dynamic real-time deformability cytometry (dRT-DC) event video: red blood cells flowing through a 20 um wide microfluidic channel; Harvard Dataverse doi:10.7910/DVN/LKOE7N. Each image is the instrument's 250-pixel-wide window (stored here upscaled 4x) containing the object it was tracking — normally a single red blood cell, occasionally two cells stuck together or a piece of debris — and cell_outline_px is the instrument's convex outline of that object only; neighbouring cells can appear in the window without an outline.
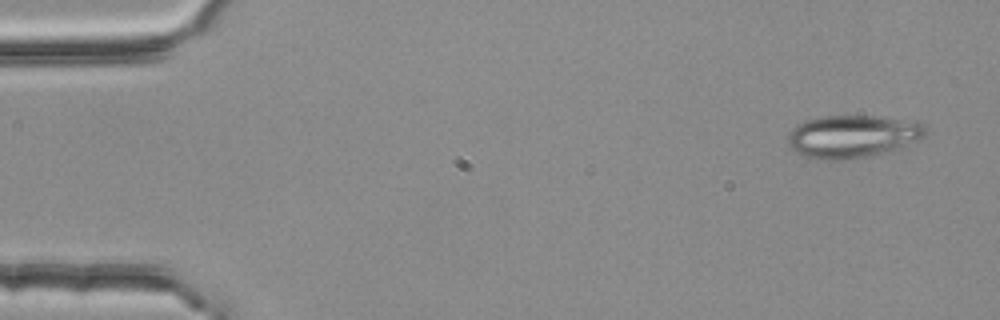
{"species": "common noctule bat (a hibernating species)", "species_latin": "Nyctalus noctula", "temperature_condition": "room temperature", "stored_images_in_passage": 52, "camera_frame_rate_fps": 3000, "um_per_image_px": 0.085, "animal": {"sex": "female", "body_mass_g": 25.1}, "frame": {"image": 1, "passage_image": 1, "time_ms": 0.0, "image_size_px": [1000, 320], "cell_outline_px": [[928, 132], [920, 140], [904, 148], [892, 152], [844, 160], [816, 160], [800, 156], [788, 144], [788, 132], [796, 124], [804, 120], [820, 116], [876, 116], [916, 120], [924, 124], [928, 128]], "centroid_in_image_um": [72.51, 11.6], "position_along_channel_um": 12.5, "area_um2": 35.43}}
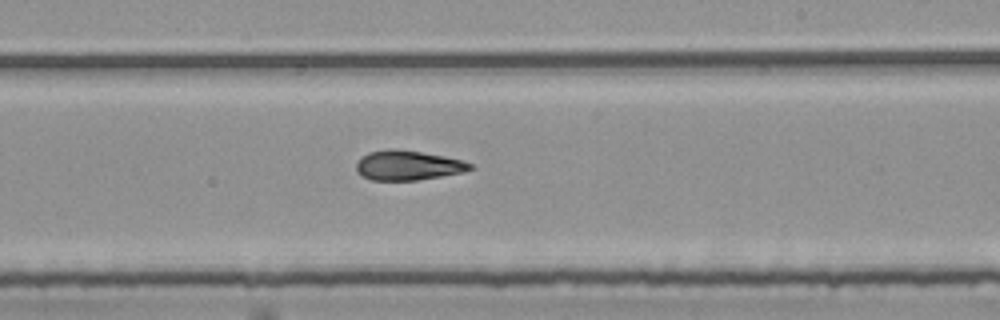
{"frame": {"image": 2, "passage_image": 30, "time_ms": 9.667, "image_size_px": [1000, 320], "cell_outline_px": [[476, 168], [464, 172], [416, 180], [372, 180], [360, 176], [356, 172], [356, 164], [368, 152], [388, 148], [392, 148], [420, 152], [444, 156], [464, 160], [472, 164]], "centroid_in_image_um": [34.69, 14.05], "position_along_channel_um": 254.3, "area_um2": 19.77}}
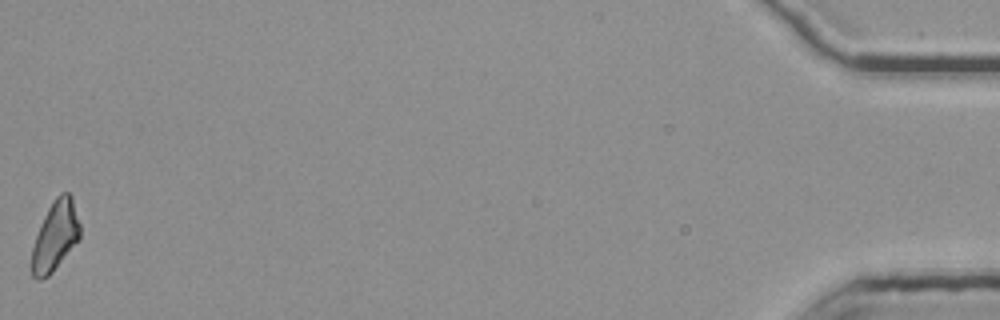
{"frame": {"image": 3, "passage_image": 52, "time_ms": 17.0, "image_size_px": [1000, 320], "cell_outline_px": [[80, 240], [52, 272], [48, 276], [40, 280], [36, 280], [32, 276], [32, 248], [40, 224], [48, 208], [56, 196], [60, 192], [68, 192], [72, 196], [80, 224]], "centroid_in_image_um": [4.71, 20.05], "position_along_channel_um": 430.5, "area_um2": 19.65}, "authors_computed_cell_mechanics": {"area_um2": 20.3456, "velocity_mm_per_s": 3.787, "shape_relaxation_time_tau1_ms": 11.3296, "shape_relaxation_time_tau2_ms": 4.1644, "deformation_change_tau1": 0.2722, "deformation_change_tau2": 0.1382}}